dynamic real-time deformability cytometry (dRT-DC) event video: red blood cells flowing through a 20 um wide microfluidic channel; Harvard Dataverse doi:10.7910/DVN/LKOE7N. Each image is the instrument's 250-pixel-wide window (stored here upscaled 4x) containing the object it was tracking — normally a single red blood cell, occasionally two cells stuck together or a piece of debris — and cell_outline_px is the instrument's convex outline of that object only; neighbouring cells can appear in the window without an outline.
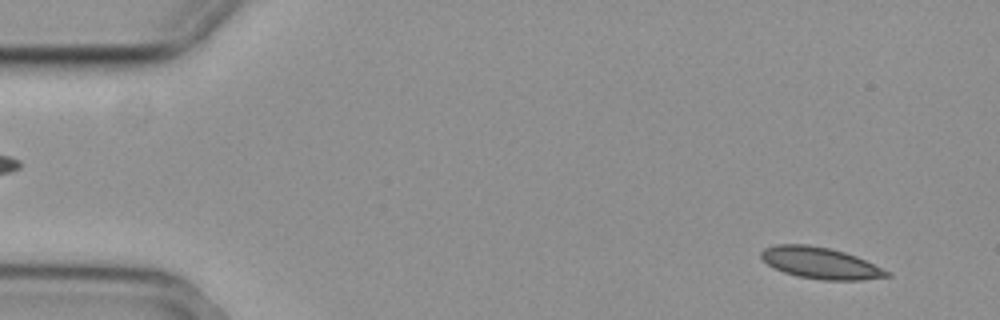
{"species": "common noctule bat (a hibernating species)", "species_latin": "Nyctalus noctula", "temperature_condition": "cold", "stored_images_in_passage": 12, "camera_frame_rate_fps": 3000, "um_per_image_px": 0.085, "animal": {"sex": "female", "body_mass_g": 29.2, "forearm_length_mm": 56.3}, "frame": {"image": 1, "passage_image": 4, "time_ms": 1.0, "image_size_px": [1000, 320], "cell_outline_px": [[892, 276], [860, 280], [824, 280], [796, 276], [784, 272], [768, 264], [760, 256], [760, 252], [764, 248], [776, 244], [808, 244], [828, 248], [844, 252], [856, 256], [892, 272]], "centroid_in_image_um": [69.75, 22.36], "position_along_channel_um": 15.2, "area_um2": 23.0}}